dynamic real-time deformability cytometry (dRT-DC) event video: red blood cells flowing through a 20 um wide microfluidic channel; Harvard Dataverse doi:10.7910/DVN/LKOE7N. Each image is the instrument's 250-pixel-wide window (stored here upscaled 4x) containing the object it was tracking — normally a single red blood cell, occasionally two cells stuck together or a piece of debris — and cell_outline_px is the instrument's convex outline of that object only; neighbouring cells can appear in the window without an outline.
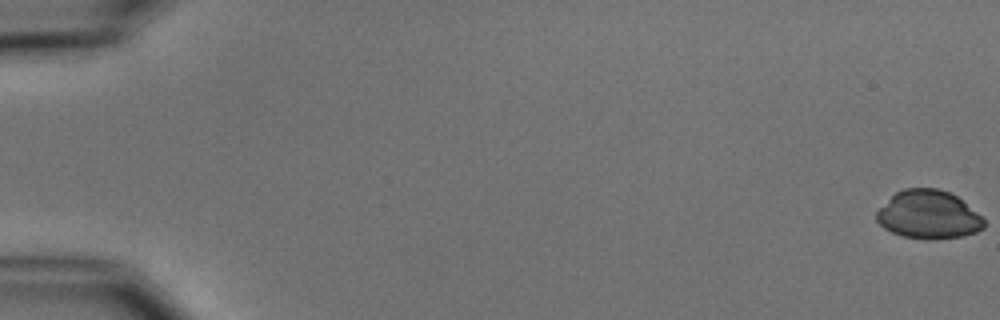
{"species": "common noctule bat (a hibernating species)", "species_latin": "Nyctalus noctula", "temperature_condition": "cold", "stored_images_in_passage": 6, "segment_of_instrument_passage": [2, 2], "camera_frame_rate_fps": 3000, "um_per_image_px": 0.085, "animal": {"sex": "male", "body_mass_g": 15.6}, "frame": {"image": 1, "passage_image": 6, "time_ms": 6.667, "image_size_px": [1000, 320], "cell_outline_px": [[984, 228], [976, 232], [960, 236], [904, 236], [892, 232], [884, 228], [876, 220], [876, 212], [896, 192], [904, 188], [936, 188], [948, 192], [956, 196], [976, 212], [984, 220]], "centroid_in_image_um": [78.9, 18.2], "position_along_channel_um": 6.1, "area_um2": 29.07}}